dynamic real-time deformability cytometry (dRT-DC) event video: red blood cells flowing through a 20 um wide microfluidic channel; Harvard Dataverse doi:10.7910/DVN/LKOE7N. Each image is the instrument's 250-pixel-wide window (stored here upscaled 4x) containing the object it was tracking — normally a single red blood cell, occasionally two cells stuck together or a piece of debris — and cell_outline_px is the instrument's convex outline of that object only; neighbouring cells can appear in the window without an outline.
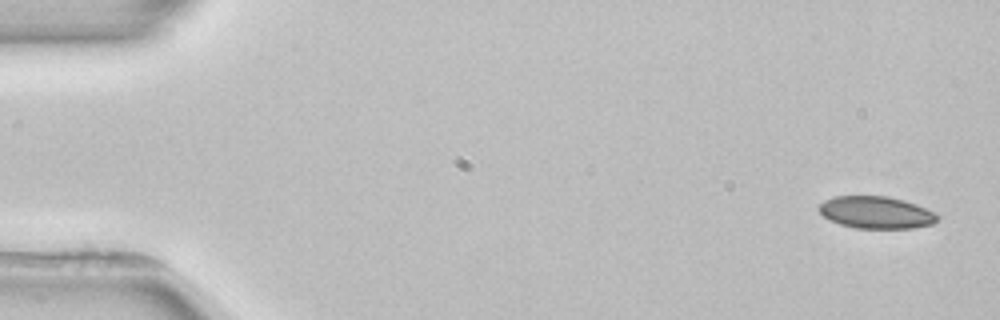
{"species": "common noctule bat (a hibernating species)", "species_latin": "Nyctalus noctula", "temperature_condition": "room temperature", "stored_images_in_passage": 5, "segment_of_instrument_passage": [2, 2], "camera_frame_rate_fps": 3000, "um_per_image_px": 0.085, "animal": {"sex": "female", "body_mass_g": 22.7, "forearm_length_mm": 54.2}, "frame": {"image": 1, "passage_image": 5, "time_ms": 5.667, "image_size_px": [1000, 320], "cell_outline_px": [[940, 216], [932, 224], [912, 228], [856, 228], [840, 224], [828, 220], [816, 208], [824, 200], [832, 196], [888, 196], [904, 200], [916, 204]], "centroid_in_image_um": [74.42, 18.05], "position_along_channel_um": 10.6, "area_um2": 22.2}}